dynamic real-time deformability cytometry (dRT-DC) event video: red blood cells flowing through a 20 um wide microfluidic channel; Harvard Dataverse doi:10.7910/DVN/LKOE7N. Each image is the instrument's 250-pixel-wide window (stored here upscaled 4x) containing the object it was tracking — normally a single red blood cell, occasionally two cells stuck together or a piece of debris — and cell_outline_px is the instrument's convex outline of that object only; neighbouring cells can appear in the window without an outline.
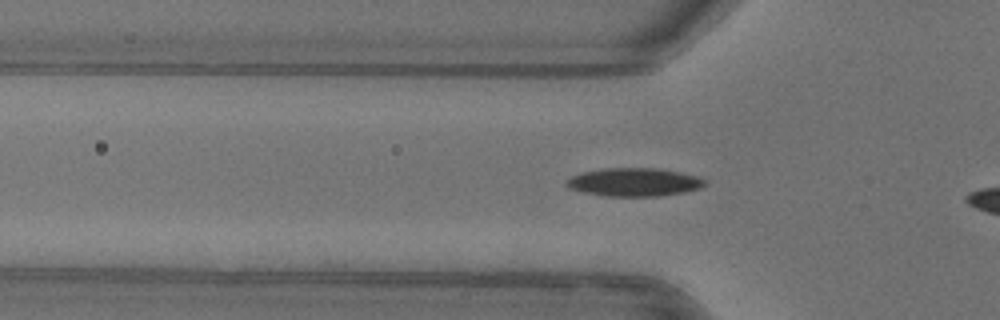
{"species": "common noctule bat (a hibernating species)", "species_latin": "Nyctalus noctula", "temperature_condition": "warm", "stored_images_in_passage": 6, "camera_frame_rate_fps": 3000, "um_per_image_px": 0.085, "animal": {"sex": "female"}, "frame": {"image": 1, "passage_image": 6, "time_ms": 1.667, "image_size_px": [1000, 320], "cell_outline_px": [[704, 184], [700, 188], [680, 192], [656, 196], [604, 196], [584, 192], [568, 188], [564, 184], [572, 176], [584, 172], [608, 168], [652, 168], [676, 172], [696, 176], [704, 180]], "centroid_in_image_um": [53.83, 15.49], "position_along_channel_um": 72.0, "area_um2": 22.2}}